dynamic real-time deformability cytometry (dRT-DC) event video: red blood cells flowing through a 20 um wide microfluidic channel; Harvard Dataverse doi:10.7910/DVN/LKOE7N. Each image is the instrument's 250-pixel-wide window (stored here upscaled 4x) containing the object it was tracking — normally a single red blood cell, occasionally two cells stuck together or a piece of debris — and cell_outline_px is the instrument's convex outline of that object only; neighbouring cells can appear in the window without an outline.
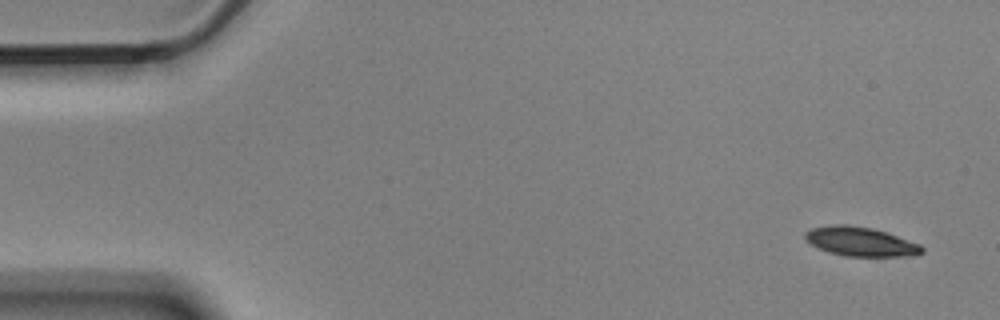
{"species": "Egyptian fruit bat (a non-hibernating species)", "species_latin": "Rousettus aegyptiacus", "temperature_condition": "cold", "stored_images_in_passage": 6, "segment_of_instrument_passage": [1, 2], "camera_frame_rate_fps": 3000, "um_per_image_px": 0.085, "animal": {"sex": "male"}, "frame": {"image": 1, "passage_image": 1, "time_ms": 0.0, "image_size_px": [1000, 320], "cell_outline_px": [[924, 252], [916, 256], [844, 256], [828, 252], [804, 240], [804, 232], [812, 228], [832, 224], [848, 224], [872, 228], [920, 244], [924, 248]], "centroid_in_image_um": [73.13, 20.54], "position_along_channel_um": 11.9, "area_um2": 19.88}}
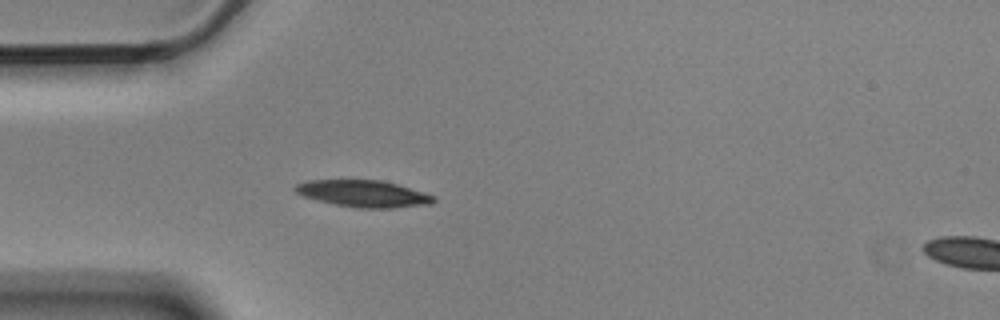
{"frame": {"image": 2, "passage_image": 5, "time_ms": 1.333, "image_size_px": [1000, 320], "cell_outline_px": [[436, 200], [432, 204], [392, 208], [356, 208], [316, 200], [304, 196], [296, 192], [292, 188], [296, 184], [308, 180], [380, 180], [396, 184], [436, 196]], "centroid_in_image_um": [30.89, 16.46], "position_along_channel_um": 54.1, "area_um2": 21.56}}